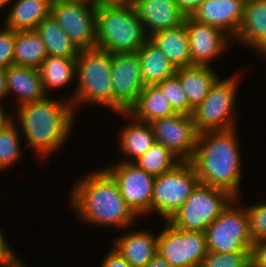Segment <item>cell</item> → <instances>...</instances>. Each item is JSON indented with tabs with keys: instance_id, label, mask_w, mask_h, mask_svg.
<instances>
[{
	"instance_id": "9",
	"label": "cell",
	"mask_w": 266,
	"mask_h": 267,
	"mask_svg": "<svg viewBox=\"0 0 266 267\" xmlns=\"http://www.w3.org/2000/svg\"><path fill=\"white\" fill-rule=\"evenodd\" d=\"M237 78L217 80L209 94L194 108L192 118L198 133L235 128L232 116L238 87Z\"/></svg>"
},
{
	"instance_id": "13",
	"label": "cell",
	"mask_w": 266,
	"mask_h": 267,
	"mask_svg": "<svg viewBox=\"0 0 266 267\" xmlns=\"http://www.w3.org/2000/svg\"><path fill=\"white\" fill-rule=\"evenodd\" d=\"M105 169L116 180L123 199L137 216L151 212L155 176L145 172L133 161H123L116 167Z\"/></svg>"
},
{
	"instance_id": "36",
	"label": "cell",
	"mask_w": 266,
	"mask_h": 267,
	"mask_svg": "<svg viewBox=\"0 0 266 267\" xmlns=\"http://www.w3.org/2000/svg\"><path fill=\"white\" fill-rule=\"evenodd\" d=\"M10 246L6 243L4 235L0 230V266L3 267H25V264L14 254Z\"/></svg>"
},
{
	"instance_id": "30",
	"label": "cell",
	"mask_w": 266,
	"mask_h": 267,
	"mask_svg": "<svg viewBox=\"0 0 266 267\" xmlns=\"http://www.w3.org/2000/svg\"><path fill=\"white\" fill-rule=\"evenodd\" d=\"M181 160L161 143L155 142L138 160L134 161L148 174L159 176L174 168Z\"/></svg>"
},
{
	"instance_id": "11",
	"label": "cell",
	"mask_w": 266,
	"mask_h": 267,
	"mask_svg": "<svg viewBox=\"0 0 266 267\" xmlns=\"http://www.w3.org/2000/svg\"><path fill=\"white\" fill-rule=\"evenodd\" d=\"M158 236V251L172 267H199L207 255L206 235L203 231L180 230L168 221Z\"/></svg>"
},
{
	"instance_id": "1",
	"label": "cell",
	"mask_w": 266,
	"mask_h": 267,
	"mask_svg": "<svg viewBox=\"0 0 266 267\" xmlns=\"http://www.w3.org/2000/svg\"><path fill=\"white\" fill-rule=\"evenodd\" d=\"M70 202L79 217L90 224L129 227L136 214L126 204L119 186L106 170H98L76 182Z\"/></svg>"
},
{
	"instance_id": "39",
	"label": "cell",
	"mask_w": 266,
	"mask_h": 267,
	"mask_svg": "<svg viewBox=\"0 0 266 267\" xmlns=\"http://www.w3.org/2000/svg\"><path fill=\"white\" fill-rule=\"evenodd\" d=\"M204 0H176L179 10L186 16H192Z\"/></svg>"
},
{
	"instance_id": "34",
	"label": "cell",
	"mask_w": 266,
	"mask_h": 267,
	"mask_svg": "<svg viewBox=\"0 0 266 267\" xmlns=\"http://www.w3.org/2000/svg\"><path fill=\"white\" fill-rule=\"evenodd\" d=\"M249 215L251 237L254 244L266 240V203L246 206Z\"/></svg>"
},
{
	"instance_id": "5",
	"label": "cell",
	"mask_w": 266,
	"mask_h": 267,
	"mask_svg": "<svg viewBox=\"0 0 266 267\" xmlns=\"http://www.w3.org/2000/svg\"><path fill=\"white\" fill-rule=\"evenodd\" d=\"M111 53L97 47L83 49L76 57L77 89L71 98L75 105L92 102L114 110Z\"/></svg>"
},
{
	"instance_id": "41",
	"label": "cell",
	"mask_w": 266,
	"mask_h": 267,
	"mask_svg": "<svg viewBox=\"0 0 266 267\" xmlns=\"http://www.w3.org/2000/svg\"><path fill=\"white\" fill-rule=\"evenodd\" d=\"M133 0H90L94 6L101 5H126L132 3Z\"/></svg>"
},
{
	"instance_id": "42",
	"label": "cell",
	"mask_w": 266,
	"mask_h": 267,
	"mask_svg": "<svg viewBox=\"0 0 266 267\" xmlns=\"http://www.w3.org/2000/svg\"><path fill=\"white\" fill-rule=\"evenodd\" d=\"M7 94V85H6V69H0V108H3L1 105V99L4 98V95Z\"/></svg>"
},
{
	"instance_id": "37",
	"label": "cell",
	"mask_w": 266,
	"mask_h": 267,
	"mask_svg": "<svg viewBox=\"0 0 266 267\" xmlns=\"http://www.w3.org/2000/svg\"><path fill=\"white\" fill-rule=\"evenodd\" d=\"M251 265L253 267H266V240L254 244L251 251Z\"/></svg>"
},
{
	"instance_id": "6",
	"label": "cell",
	"mask_w": 266,
	"mask_h": 267,
	"mask_svg": "<svg viewBox=\"0 0 266 267\" xmlns=\"http://www.w3.org/2000/svg\"><path fill=\"white\" fill-rule=\"evenodd\" d=\"M235 198L227 190L199 183L168 222L180 230L204 232Z\"/></svg>"
},
{
	"instance_id": "26",
	"label": "cell",
	"mask_w": 266,
	"mask_h": 267,
	"mask_svg": "<svg viewBox=\"0 0 266 267\" xmlns=\"http://www.w3.org/2000/svg\"><path fill=\"white\" fill-rule=\"evenodd\" d=\"M120 115L132 119L131 124L129 123L121 130L120 149L125 155L138 160L155 143L152 127L150 123L139 121L128 112L120 113Z\"/></svg>"
},
{
	"instance_id": "14",
	"label": "cell",
	"mask_w": 266,
	"mask_h": 267,
	"mask_svg": "<svg viewBox=\"0 0 266 267\" xmlns=\"http://www.w3.org/2000/svg\"><path fill=\"white\" fill-rule=\"evenodd\" d=\"M149 123L155 142L161 143L181 161L192 160L198 136L192 115L176 113Z\"/></svg>"
},
{
	"instance_id": "7",
	"label": "cell",
	"mask_w": 266,
	"mask_h": 267,
	"mask_svg": "<svg viewBox=\"0 0 266 267\" xmlns=\"http://www.w3.org/2000/svg\"><path fill=\"white\" fill-rule=\"evenodd\" d=\"M199 183L191 161H181L171 170L155 177L151 211L158 212L168 221Z\"/></svg>"
},
{
	"instance_id": "25",
	"label": "cell",
	"mask_w": 266,
	"mask_h": 267,
	"mask_svg": "<svg viewBox=\"0 0 266 267\" xmlns=\"http://www.w3.org/2000/svg\"><path fill=\"white\" fill-rule=\"evenodd\" d=\"M266 35V0H246L243 18L234 39L253 47Z\"/></svg>"
},
{
	"instance_id": "38",
	"label": "cell",
	"mask_w": 266,
	"mask_h": 267,
	"mask_svg": "<svg viewBox=\"0 0 266 267\" xmlns=\"http://www.w3.org/2000/svg\"><path fill=\"white\" fill-rule=\"evenodd\" d=\"M101 267H131V265L115 248H113L110 253L104 257Z\"/></svg>"
},
{
	"instance_id": "20",
	"label": "cell",
	"mask_w": 266,
	"mask_h": 267,
	"mask_svg": "<svg viewBox=\"0 0 266 267\" xmlns=\"http://www.w3.org/2000/svg\"><path fill=\"white\" fill-rule=\"evenodd\" d=\"M177 68L192 66L189 37L185 24L162 30L149 37Z\"/></svg>"
},
{
	"instance_id": "23",
	"label": "cell",
	"mask_w": 266,
	"mask_h": 267,
	"mask_svg": "<svg viewBox=\"0 0 266 267\" xmlns=\"http://www.w3.org/2000/svg\"><path fill=\"white\" fill-rule=\"evenodd\" d=\"M141 64L144 86L157 85L162 80L175 76L177 67L149 39L137 51Z\"/></svg>"
},
{
	"instance_id": "40",
	"label": "cell",
	"mask_w": 266,
	"mask_h": 267,
	"mask_svg": "<svg viewBox=\"0 0 266 267\" xmlns=\"http://www.w3.org/2000/svg\"><path fill=\"white\" fill-rule=\"evenodd\" d=\"M145 267H172L159 253H157Z\"/></svg>"
},
{
	"instance_id": "31",
	"label": "cell",
	"mask_w": 266,
	"mask_h": 267,
	"mask_svg": "<svg viewBox=\"0 0 266 267\" xmlns=\"http://www.w3.org/2000/svg\"><path fill=\"white\" fill-rule=\"evenodd\" d=\"M12 119L0 130V170H4L12 163L17 162L21 156L19 132Z\"/></svg>"
},
{
	"instance_id": "3",
	"label": "cell",
	"mask_w": 266,
	"mask_h": 267,
	"mask_svg": "<svg viewBox=\"0 0 266 267\" xmlns=\"http://www.w3.org/2000/svg\"><path fill=\"white\" fill-rule=\"evenodd\" d=\"M17 107L27 142L41 157L59 149L65 142L75 116L70 100L61 102L46 97Z\"/></svg>"
},
{
	"instance_id": "28",
	"label": "cell",
	"mask_w": 266,
	"mask_h": 267,
	"mask_svg": "<svg viewBox=\"0 0 266 267\" xmlns=\"http://www.w3.org/2000/svg\"><path fill=\"white\" fill-rule=\"evenodd\" d=\"M47 56L36 30L16 31L13 65L39 69Z\"/></svg>"
},
{
	"instance_id": "2",
	"label": "cell",
	"mask_w": 266,
	"mask_h": 267,
	"mask_svg": "<svg viewBox=\"0 0 266 267\" xmlns=\"http://www.w3.org/2000/svg\"><path fill=\"white\" fill-rule=\"evenodd\" d=\"M235 128L198 133L191 160L199 182L229 191L238 198L241 160Z\"/></svg>"
},
{
	"instance_id": "27",
	"label": "cell",
	"mask_w": 266,
	"mask_h": 267,
	"mask_svg": "<svg viewBox=\"0 0 266 267\" xmlns=\"http://www.w3.org/2000/svg\"><path fill=\"white\" fill-rule=\"evenodd\" d=\"M35 30L44 43L48 56H78L80 50L51 15L40 22Z\"/></svg>"
},
{
	"instance_id": "4",
	"label": "cell",
	"mask_w": 266,
	"mask_h": 267,
	"mask_svg": "<svg viewBox=\"0 0 266 267\" xmlns=\"http://www.w3.org/2000/svg\"><path fill=\"white\" fill-rule=\"evenodd\" d=\"M149 39L132 3L96 7V47L111 54L137 52Z\"/></svg>"
},
{
	"instance_id": "12",
	"label": "cell",
	"mask_w": 266,
	"mask_h": 267,
	"mask_svg": "<svg viewBox=\"0 0 266 267\" xmlns=\"http://www.w3.org/2000/svg\"><path fill=\"white\" fill-rule=\"evenodd\" d=\"M110 74L114 90V111L128 112L144 88L137 52L111 54Z\"/></svg>"
},
{
	"instance_id": "8",
	"label": "cell",
	"mask_w": 266,
	"mask_h": 267,
	"mask_svg": "<svg viewBox=\"0 0 266 267\" xmlns=\"http://www.w3.org/2000/svg\"><path fill=\"white\" fill-rule=\"evenodd\" d=\"M236 200L237 198L230 202L204 231L208 251L219 253L252 251L254 241L250 233L249 215L246 206L241 209L232 206Z\"/></svg>"
},
{
	"instance_id": "44",
	"label": "cell",
	"mask_w": 266,
	"mask_h": 267,
	"mask_svg": "<svg viewBox=\"0 0 266 267\" xmlns=\"http://www.w3.org/2000/svg\"><path fill=\"white\" fill-rule=\"evenodd\" d=\"M252 48L263 53L266 56V35L260 39Z\"/></svg>"
},
{
	"instance_id": "22",
	"label": "cell",
	"mask_w": 266,
	"mask_h": 267,
	"mask_svg": "<svg viewBox=\"0 0 266 267\" xmlns=\"http://www.w3.org/2000/svg\"><path fill=\"white\" fill-rule=\"evenodd\" d=\"M53 0H17L6 16L5 28L35 30L40 22L51 14Z\"/></svg>"
},
{
	"instance_id": "32",
	"label": "cell",
	"mask_w": 266,
	"mask_h": 267,
	"mask_svg": "<svg viewBox=\"0 0 266 267\" xmlns=\"http://www.w3.org/2000/svg\"><path fill=\"white\" fill-rule=\"evenodd\" d=\"M157 86L162 90L176 113L192 115L194 109L189 105L186 92L176 75L162 80Z\"/></svg>"
},
{
	"instance_id": "17",
	"label": "cell",
	"mask_w": 266,
	"mask_h": 267,
	"mask_svg": "<svg viewBox=\"0 0 266 267\" xmlns=\"http://www.w3.org/2000/svg\"><path fill=\"white\" fill-rule=\"evenodd\" d=\"M132 4L148 37L156 32L177 27L183 24L186 18L179 10L176 0H133Z\"/></svg>"
},
{
	"instance_id": "43",
	"label": "cell",
	"mask_w": 266,
	"mask_h": 267,
	"mask_svg": "<svg viewBox=\"0 0 266 267\" xmlns=\"http://www.w3.org/2000/svg\"><path fill=\"white\" fill-rule=\"evenodd\" d=\"M12 119L13 117H11V115L8 113L6 114L5 110L0 108V130L4 128Z\"/></svg>"
},
{
	"instance_id": "29",
	"label": "cell",
	"mask_w": 266,
	"mask_h": 267,
	"mask_svg": "<svg viewBox=\"0 0 266 267\" xmlns=\"http://www.w3.org/2000/svg\"><path fill=\"white\" fill-rule=\"evenodd\" d=\"M45 93L62 87L76 76V57L47 56L39 67Z\"/></svg>"
},
{
	"instance_id": "15",
	"label": "cell",
	"mask_w": 266,
	"mask_h": 267,
	"mask_svg": "<svg viewBox=\"0 0 266 267\" xmlns=\"http://www.w3.org/2000/svg\"><path fill=\"white\" fill-rule=\"evenodd\" d=\"M189 37V48L193 65L209 66L227 47L231 39L222 29L200 23L188 16L184 20Z\"/></svg>"
},
{
	"instance_id": "19",
	"label": "cell",
	"mask_w": 266,
	"mask_h": 267,
	"mask_svg": "<svg viewBox=\"0 0 266 267\" xmlns=\"http://www.w3.org/2000/svg\"><path fill=\"white\" fill-rule=\"evenodd\" d=\"M114 248L129 262L131 267H145L157 254L158 235L141 230L124 234L115 240Z\"/></svg>"
},
{
	"instance_id": "16",
	"label": "cell",
	"mask_w": 266,
	"mask_h": 267,
	"mask_svg": "<svg viewBox=\"0 0 266 267\" xmlns=\"http://www.w3.org/2000/svg\"><path fill=\"white\" fill-rule=\"evenodd\" d=\"M246 0H204L191 16L194 20L222 29L235 38Z\"/></svg>"
},
{
	"instance_id": "24",
	"label": "cell",
	"mask_w": 266,
	"mask_h": 267,
	"mask_svg": "<svg viewBox=\"0 0 266 267\" xmlns=\"http://www.w3.org/2000/svg\"><path fill=\"white\" fill-rule=\"evenodd\" d=\"M128 113L135 119L148 123L176 114L169 100L157 85L144 86L137 102L129 109Z\"/></svg>"
},
{
	"instance_id": "45",
	"label": "cell",
	"mask_w": 266,
	"mask_h": 267,
	"mask_svg": "<svg viewBox=\"0 0 266 267\" xmlns=\"http://www.w3.org/2000/svg\"><path fill=\"white\" fill-rule=\"evenodd\" d=\"M11 0H0V8H2L3 6H6L10 3ZM8 3V4H7Z\"/></svg>"
},
{
	"instance_id": "35",
	"label": "cell",
	"mask_w": 266,
	"mask_h": 267,
	"mask_svg": "<svg viewBox=\"0 0 266 267\" xmlns=\"http://www.w3.org/2000/svg\"><path fill=\"white\" fill-rule=\"evenodd\" d=\"M16 31L8 28L0 30V69L13 65Z\"/></svg>"
},
{
	"instance_id": "18",
	"label": "cell",
	"mask_w": 266,
	"mask_h": 267,
	"mask_svg": "<svg viewBox=\"0 0 266 267\" xmlns=\"http://www.w3.org/2000/svg\"><path fill=\"white\" fill-rule=\"evenodd\" d=\"M7 94L16 93L18 106L45 99L46 93L43 87L39 69L11 65L6 69Z\"/></svg>"
},
{
	"instance_id": "10",
	"label": "cell",
	"mask_w": 266,
	"mask_h": 267,
	"mask_svg": "<svg viewBox=\"0 0 266 267\" xmlns=\"http://www.w3.org/2000/svg\"><path fill=\"white\" fill-rule=\"evenodd\" d=\"M50 15L79 50L96 47V6L90 1L53 0Z\"/></svg>"
},
{
	"instance_id": "33",
	"label": "cell",
	"mask_w": 266,
	"mask_h": 267,
	"mask_svg": "<svg viewBox=\"0 0 266 267\" xmlns=\"http://www.w3.org/2000/svg\"><path fill=\"white\" fill-rule=\"evenodd\" d=\"M251 252L219 253L209 251L199 267H249Z\"/></svg>"
},
{
	"instance_id": "21",
	"label": "cell",
	"mask_w": 266,
	"mask_h": 267,
	"mask_svg": "<svg viewBox=\"0 0 266 267\" xmlns=\"http://www.w3.org/2000/svg\"><path fill=\"white\" fill-rule=\"evenodd\" d=\"M176 76L179 78L186 92L189 105L193 109L203 101L219 79L211 67L199 65L177 68Z\"/></svg>"
}]
</instances>
